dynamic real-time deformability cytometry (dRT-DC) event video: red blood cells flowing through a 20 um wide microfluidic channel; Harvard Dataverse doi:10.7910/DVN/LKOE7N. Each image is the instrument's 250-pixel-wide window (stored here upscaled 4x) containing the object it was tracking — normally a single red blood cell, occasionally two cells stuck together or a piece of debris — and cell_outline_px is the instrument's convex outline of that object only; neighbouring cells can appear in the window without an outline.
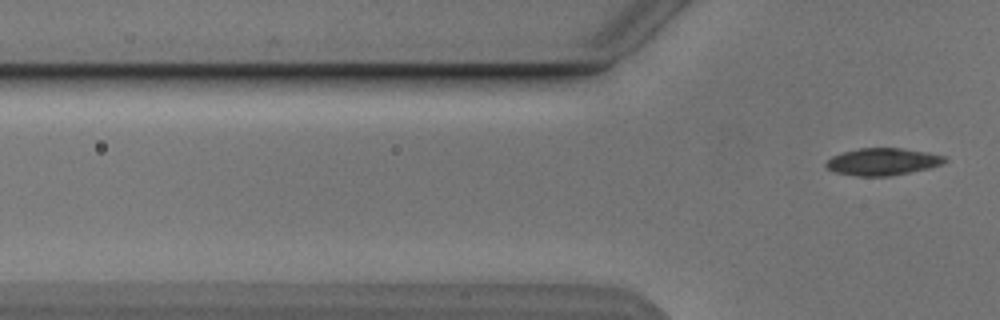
{"species": "Egyptian fruit bat (a non-hibernating species)", "species_latin": "Rousettus aegyptiacus", "temperature_condition": "cold", "stored_images_in_passage": 3, "segment_of_instrument_passage": [2, 2], "camera_frame_rate_fps": 3000, "um_per_image_px": 0.085, "animal": {"sex": "male"}, "frame": {"image": 1, "passage_image": 3, "time_ms": 2.0, "image_size_px": [1000, 320], "cell_outline_px": [[948, 160], [940, 164], [928, 168], [888, 176], [856, 176], [836, 172], [828, 168], [824, 164], [832, 156], [844, 152], [860, 148], [904, 148], [928, 152], [944, 156]], "centroid_in_image_um": [75.02, 13.73], "position_along_channel_um": 50.8, "area_um2": 18.55}}